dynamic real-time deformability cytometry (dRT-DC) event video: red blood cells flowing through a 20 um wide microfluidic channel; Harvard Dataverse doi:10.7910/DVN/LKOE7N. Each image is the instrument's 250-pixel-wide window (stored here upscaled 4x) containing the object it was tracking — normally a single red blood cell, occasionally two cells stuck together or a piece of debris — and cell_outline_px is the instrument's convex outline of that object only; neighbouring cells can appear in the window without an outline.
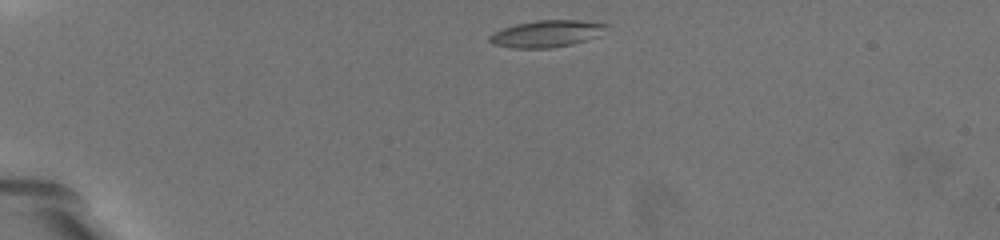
{"species": "common noctule bat (a hibernating species)", "species_latin": "Nyctalus noctula", "temperature_condition": "warm", "stored_images_in_passage": 40, "camera_frame_rate_fps": 3000, "um_per_image_px": 0.085, "animal": {"sex": "female", "body_mass_g": 19.5, "forearm_length_mm": 54.1}, "frame": {"image": 1, "passage_image": 1, "time_ms": 0.0, "image_size_px": [1000, 240], "cell_outline_px": [[612, 24], [600, 36], [572, 44], [552, 48], [512, 48], [492, 44], [488, 40], [488, 36], [504, 28], [516, 24], [536, 20], [584, 20]], "centroid_in_image_um": [46.54, 2.86], "position_along_channel_um": 38.5, "area_um2": 18.55}}
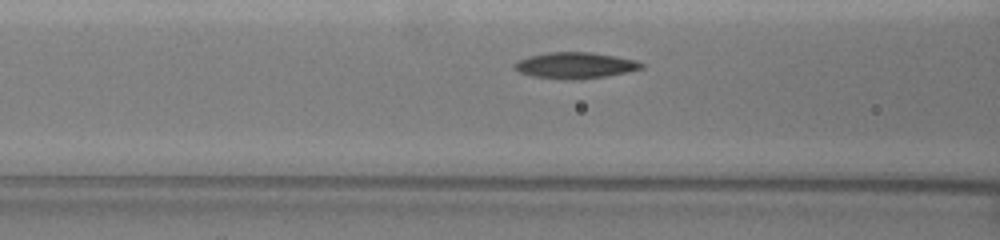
{"frame": {"image": 2, "passage_image": 14, "time_ms": 4.333, "image_size_px": [1000, 240], "cell_outline_px": [[644, 68], [608, 76], [572, 80], [560, 80], [532, 76], [520, 72], [512, 68], [512, 64], [516, 60], [528, 56], [548, 52], [592, 52], [616, 56], [636, 60], [644, 64]], "centroid_in_image_um": [48.85, 5.56], "position_along_channel_um": 117.8, "area_um2": 19.71}}
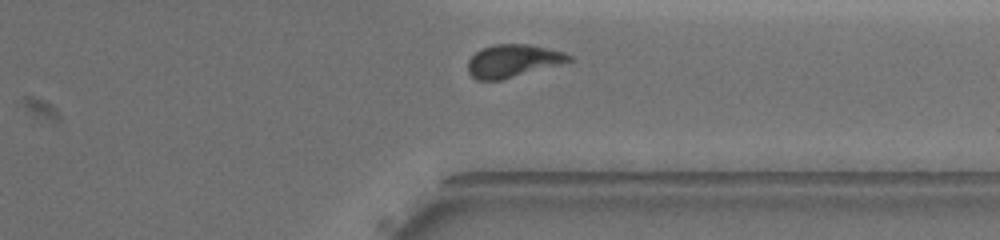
{"frame": {"image": 3, "passage_image": 37, "time_ms": 12.0, "image_size_px": [1000, 240], "cell_outline_px": [[572, 60], [500, 80], [476, 80], [468, 72], [468, 60], [480, 48], [496, 44], [528, 44], [564, 52], [572, 56]], "centroid_in_image_um": [43.54, 5.16], "position_along_channel_um": 367.9, "area_um2": 18.9}, "authors_computed_cell_mechanics": {"area_um2": 19.2185, "velocity_mm_per_s": 3.2584, "shape_relaxation_time_tau1_ms": 4.8143, "shape_relaxation_time_tau2_ms": 3.0303, "deformation_change_tau1": 0.1764, "deformation_change_tau2": 0.0861}}